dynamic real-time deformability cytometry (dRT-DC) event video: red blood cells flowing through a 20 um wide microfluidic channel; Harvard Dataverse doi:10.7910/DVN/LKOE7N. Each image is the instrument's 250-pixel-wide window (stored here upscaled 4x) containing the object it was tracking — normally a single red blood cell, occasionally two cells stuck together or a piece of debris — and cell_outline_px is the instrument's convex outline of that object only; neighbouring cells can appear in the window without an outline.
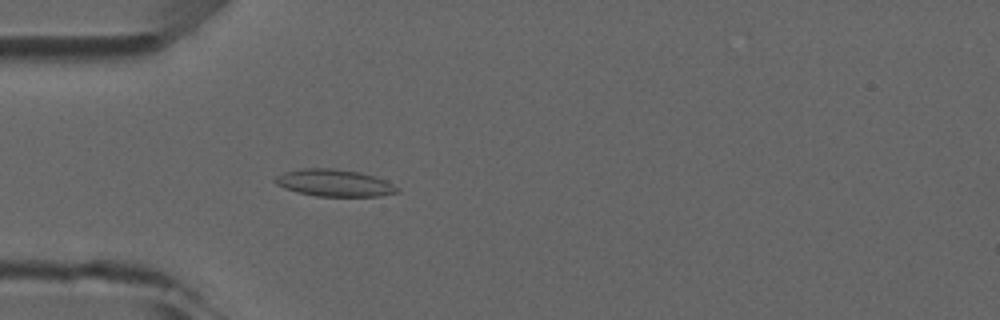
{"species": "common noctule bat (a hibernating species)", "species_latin": "Nyctalus noctula", "temperature_condition": "room temperature", "stored_images_in_passage": 4, "camera_frame_rate_fps": 3000, "um_per_image_px": 0.085, "animal": {"sex": "male", "forearm_length_mm": 52.5}, "frame": {"image": 1, "passage_image": 4, "time_ms": 3.333, "image_size_px": [1000, 320], "cell_outline_px": [[400, 192], [380, 196], [316, 196], [296, 192], [284, 188], [276, 184], [272, 180], [276, 176], [284, 172], [300, 168], [336, 168], [360, 172], [384, 180], [400, 188]], "centroid_in_image_um": [28.39, 15.54], "position_along_channel_um": 56.6, "area_um2": 19.36}}